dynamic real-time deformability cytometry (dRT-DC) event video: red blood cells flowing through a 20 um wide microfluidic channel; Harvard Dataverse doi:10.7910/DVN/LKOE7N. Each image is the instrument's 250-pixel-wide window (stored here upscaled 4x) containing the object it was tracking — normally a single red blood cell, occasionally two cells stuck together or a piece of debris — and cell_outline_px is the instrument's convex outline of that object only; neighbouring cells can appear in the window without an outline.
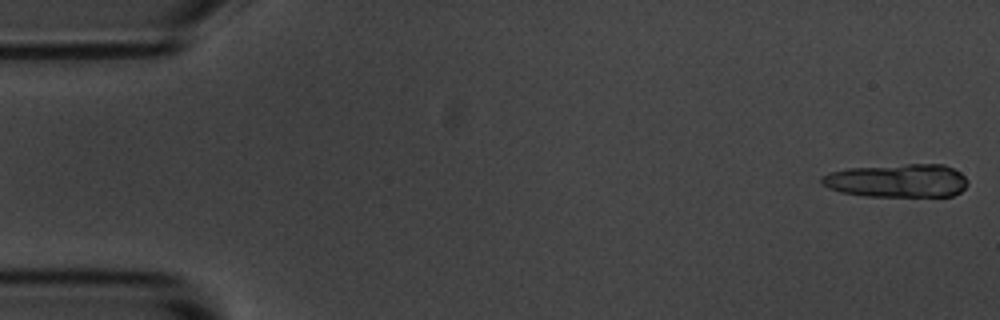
{"species": "common noctule bat (a hibernating species)", "species_latin": "Nyctalus noctula", "temperature_condition": "room temperature", "stored_images_in_passage": 5, "camera_frame_rate_fps": 3000, "um_per_image_px": 0.085, "animal": {"sex": "male", "body_mass_g": 20.1, "forearm_length_mm": 53.5}, "frame": {"image": 1, "passage_image": 1, "time_ms": 0.0, "image_size_px": [1000, 320], "cell_outline_px": [[968, 184], [960, 192], [952, 196], [864, 196], [840, 192], [828, 188], [820, 184], [820, 176], [832, 172], [848, 168], [908, 164], [944, 164], [960, 172], [968, 180]], "centroid_in_image_um": [76.26, 15.36], "position_along_channel_um": 8.7, "area_um2": 28.61}}